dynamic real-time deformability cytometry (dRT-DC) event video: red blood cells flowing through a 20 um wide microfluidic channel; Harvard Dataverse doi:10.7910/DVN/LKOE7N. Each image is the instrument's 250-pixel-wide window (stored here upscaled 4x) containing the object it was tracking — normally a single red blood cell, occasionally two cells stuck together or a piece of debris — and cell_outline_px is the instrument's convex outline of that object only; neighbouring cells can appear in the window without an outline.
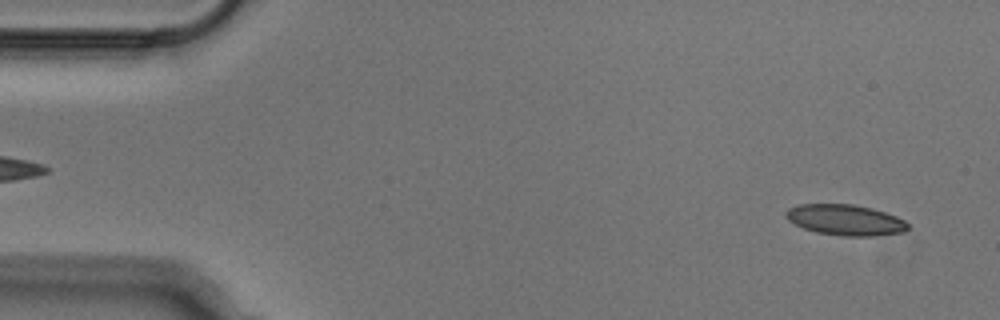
{"species": "Egyptian fruit bat (a non-hibernating species)", "species_latin": "Rousettus aegyptiacus", "temperature_condition": "cold", "stored_images_in_passage": 50, "camera_frame_rate_fps": 3000, "um_per_image_px": 0.085, "animal": {"sex": "male"}, "frame": {"image": 1, "passage_image": 2, "time_ms": 0.333, "image_size_px": [1000, 320], "cell_outline_px": [[908, 228], [904, 232], [872, 236], [844, 236], [816, 232], [804, 228], [788, 220], [784, 216], [784, 212], [788, 208], [796, 204], [852, 204], [872, 208], [896, 216], [904, 220], [908, 224]], "centroid_in_image_um": [71.82, 18.69], "position_along_channel_um": 13.2, "area_um2": 21.91}}
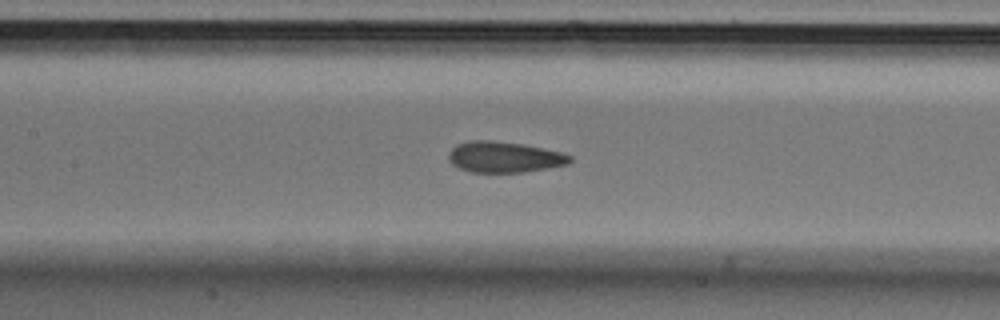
{"frame": {"image": 2, "passage_image": 22, "time_ms": 7.0, "image_size_px": [1000, 320], "cell_outline_px": [[572, 160], [568, 164], [524, 172], [472, 172], [460, 168], [452, 164], [448, 160], [448, 156], [452, 148], [456, 144], [468, 140], [492, 140], [524, 144], [560, 152], [572, 156]], "centroid_in_image_um": [42.84, 13.34], "position_along_channel_um": 164.6, "area_um2": 21.85}}
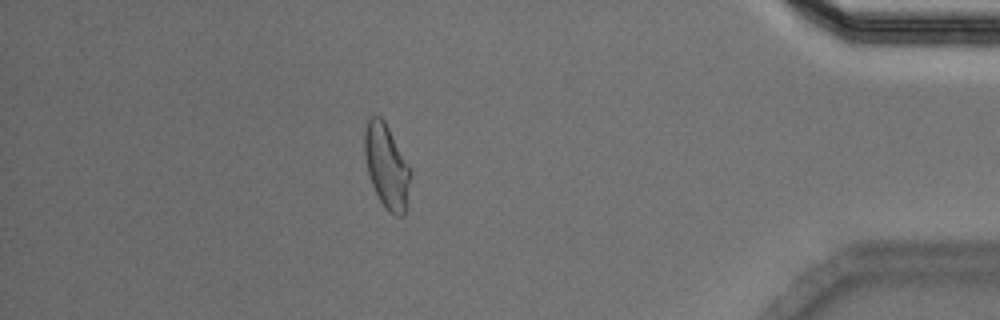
{"frame": {"image": 3, "passage_image": 44, "time_ms": 14.333, "image_size_px": [1000, 320], "cell_outline_px": [[412, 176], [408, 208], [404, 216], [396, 216], [388, 212], [380, 200], [372, 184], [368, 172], [364, 152], [364, 132], [368, 116], [380, 116], [384, 120], [412, 168]], "centroid_in_image_um": [32.92, 14.16], "position_along_channel_um": 402.3, "area_um2": 23.18}}